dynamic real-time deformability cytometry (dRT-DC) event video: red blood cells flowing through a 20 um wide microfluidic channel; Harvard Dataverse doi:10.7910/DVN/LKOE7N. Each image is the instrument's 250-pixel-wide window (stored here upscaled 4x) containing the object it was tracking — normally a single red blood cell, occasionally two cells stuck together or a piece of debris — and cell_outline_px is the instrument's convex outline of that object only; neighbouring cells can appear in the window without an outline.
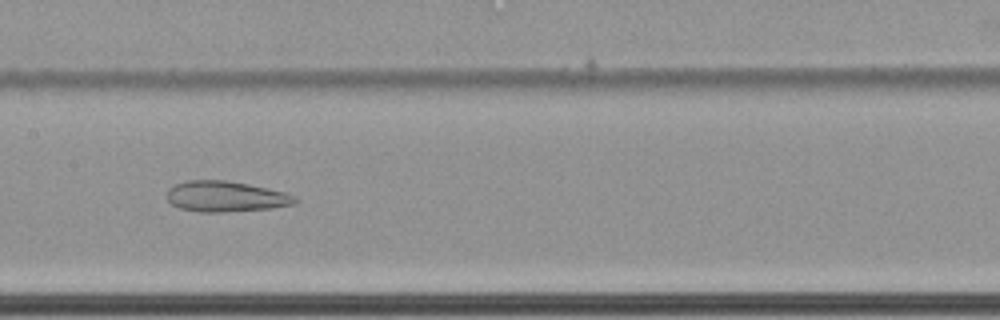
{"species": "common noctule bat (a hibernating species)", "species_latin": "Nyctalus noctula", "temperature_condition": "cold", "stored_images_in_passage": 64, "camera_frame_rate_fps": 3000, "um_per_image_px": 0.085, "animal": {"sex": "female", "body_mass_g": 22.7, "forearm_length_mm": 54.2}, "frame": {"image": 1, "passage_image": 35, "time_ms": 11.333, "image_size_px": [1000, 320], "cell_outline_px": [[300, 200], [296, 204], [272, 208], [224, 212], [200, 212], [180, 208], [172, 204], [168, 200], [168, 188], [184, 180], [224, 180], [248, 184], [268, 188], [284, 192], [296, 196]], "centroid_in_image_um": [19.22, 16.7], "position_along_channel_um": 188.2, "area_um2": 23.0}}
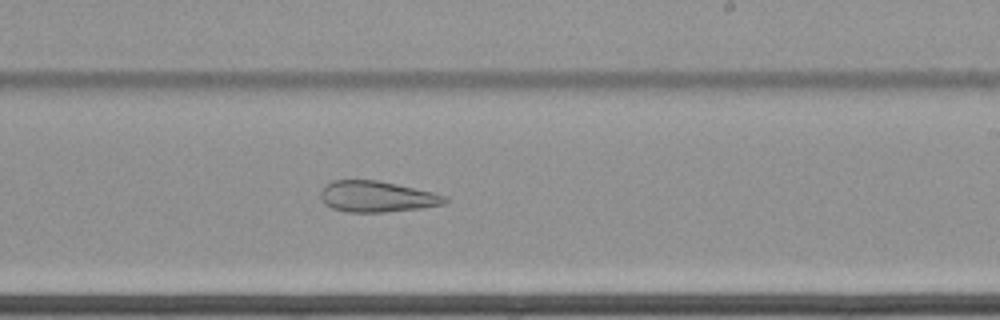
{"frame": {"image": 2, "passage_image": 41, "time_ms": 13.333, "image_size_px": [1000, 320], "cell_outline_px": [[448, 200], [444, 204], [420, 208], [384, 212], [348, 212], [332, 208], [324, 204], [320, 200], [320, 192], [324, 184], [332, 180], [380, 180], [432, 192], [448, 196]], "centroid_in_image_um": [31.99, 16.7], "position_along_channel_um": 257.0, "area_um2": 22.66}}
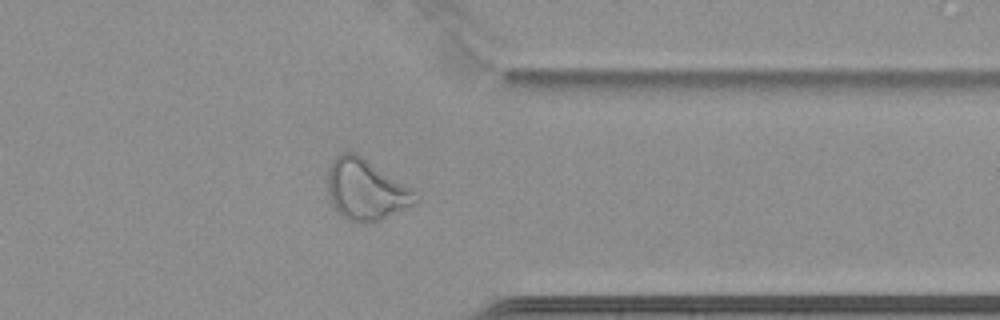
{"frame": {"image": 3, "passage_image": 52, "time_ms": 17.0, "image_size_px": [1000, 320], "cell_outline_px": [[420, 200], [416, 204], [372, 224], [360, 224], [348, 220], [340, 216], [332, 204], [328, 192], [328, 168], [336, 156], [340, 152], [356, 152], [420, 196]], "centroid_in_image_um": [31.08, 16.17], "position_along_channel_um": 380.3, "area_um2": 31.15}}